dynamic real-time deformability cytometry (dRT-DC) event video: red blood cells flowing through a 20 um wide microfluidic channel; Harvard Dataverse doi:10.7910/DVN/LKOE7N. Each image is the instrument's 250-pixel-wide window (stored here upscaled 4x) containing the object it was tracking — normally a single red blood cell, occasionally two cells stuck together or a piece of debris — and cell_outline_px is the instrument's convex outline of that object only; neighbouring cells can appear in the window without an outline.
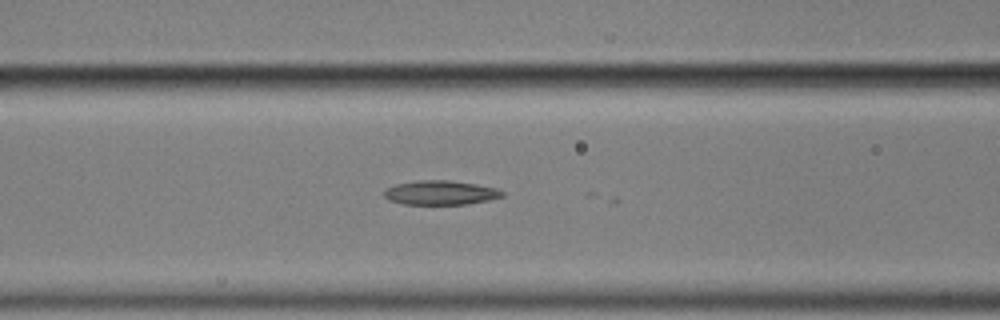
{"species": "common noctule bat (a hibernating species)", "species_latin": "Nyctalus noctula", "temperature_condition": "cold", "stored_images_in_passage": 6, "camera_frame_rate_fps": 3000, "um_per_image_px": 0.085, "animal": {"sex": "male", "body_mass_g": 17.9}, "frame": {"image": 1, "passage_image": 5, "time_ms": 1.333, "image_size_px": [1000, 320], "cell_outline_px": [[504, 196], [488, 200], [468, 204], [400, 204], [388, 200], [384, 196], [384, 192], [388, 188], [396, 184], [420, 180], [448, 180], [476, 184], [496, 188], [504, 192]], "centroid_in_image_um": [37.44, 16.38], "position_along_channel_um": 129.2, "area_um2": 16.65}}